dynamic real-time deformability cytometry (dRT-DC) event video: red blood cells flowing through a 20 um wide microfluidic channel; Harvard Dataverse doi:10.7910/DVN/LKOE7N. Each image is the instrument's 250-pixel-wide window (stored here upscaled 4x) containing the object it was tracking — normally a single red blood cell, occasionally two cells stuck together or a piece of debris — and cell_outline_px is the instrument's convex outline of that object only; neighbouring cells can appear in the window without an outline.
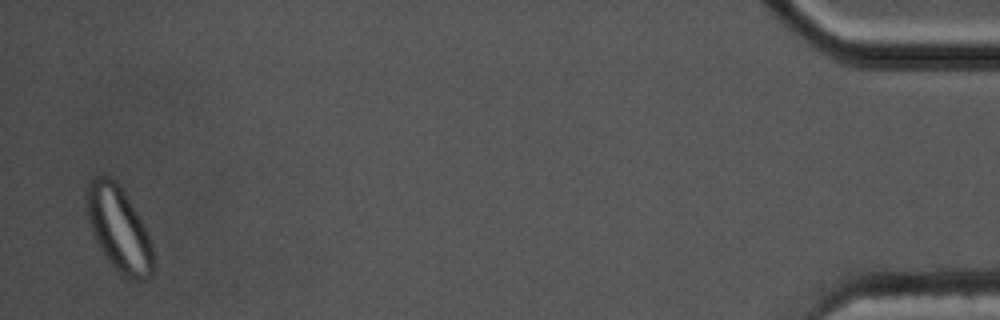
{"species": "common noctule bat (a hibernating species)", "species_latin": "Nyctalus noctula", "temperature_condition": "cold", "stored_images_in_passage": 54, "segment_of_instrument_passage": [2, 2], "camera_frame_rate_fps": 3000, "um_per_image_px": 0.085, "animal": {"sex": "male", "body_mass_g": 17.5, "forearm_length_mm": 52.3}, "frame": {"image": 1, "passage_image": 53, "time_ms": 17.333, "image_size_px": [1000, 320], "cell_outline_px": [[156, 268], [152, 276], [148, 280], [136, 284], [128, 280], [112, 268], [100, 252], [92, 236], [84, 204], [84, 200], [88, 184], [96, 176], [104, 172], [116, 180], [124, 192], [136, 212], [152, 244]], "centroid_in_image_um": [10.08, 19.55], "position_along_channel_um": 425.1, "area_um2": 34.39}}